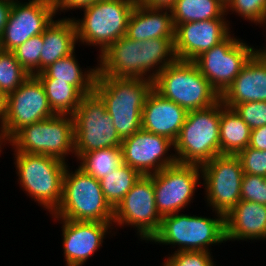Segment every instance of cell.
Instances as JSON below:
<instances>
[{
	"label": "cell",
	"mask_w": 266,
	"mask_h": 266,
	"mask_svg": "<svg viewBox=\"0 0 266 266\" xmlns=\"http://www.w3.org/2000/svg\"><path fill=\"white\" fill-rule=\"evenodd\" d=\"M174 40L156 38L143 42L123 36L99 55L98 74L153 81L164 68L177 60Z\"/></svg>",
	"instance_id": "6da1fadb"
},
{
	"label": "cell",
	"mask_w": 266,
	"mask_h": 266,
	"mask_svg": "<svg viewBox=\"0 0 266 266\" xmlns=\"http://www.w3.org/2000/svg\"><path fill=\"white\" fill-rule=\"evenodd\" d=\"M153 81L141 78H117L99 75L94 91L106 105L114 127L123 140L142 129V110Z\"/></svg>",
	"instance_id": "7a4b0ae2"
},
{
	"label": "cell",
	"mask_w": 266,
	"mask_h": 266,
	"mask_svg": "<svg viewBox=\"0 0 266 266\" xmlns=\"http://www.w3.org/2000/svg\"><path fill=\"white\" fill-rule=\"evenodd\" d=\"M63 176L62 200L52 218L113 224V208L105 200L99 180L79 166ZM70 171V172H69Z\"/></svg>",
	"instance_id": "3957f363"
},
{
	"label": "cell",
	"mask_w": 266,
	"mask_h": 266,
	"mask_svg": "<svg viewBox=\"0 0 266 266\" xmlns=\"http://www.w3.org/2000/svg\"><path fill=\"white\" fill-rule=\"evenodd\" d=\"M153 89L187 111L209 108L221 100L193 61L169 64L153 80Z\"/></svg>",
	"instance_id": "277c9868"
},
{
	"label": "cell",
	"mask_w": 266,
	"mask_h": 266,
	"mask_svg": "<svg viewBox=\"0 0 266 266\" xmlns=\"http://www.w3.org/2000/svg\"><path fill=\"white\" fill-rule=\"evenodd\" d=\"M221 100L215 105L188 111L174 142L178 163L202 166L220 153Z\"/></svg>",
	"instance_id": "5b68a950"
},
{
	"label": "cell",
	"mask_w": 266,
	"mask_h": 266,
	"mask_svg": "<svg viewBox=\"0 0 266 266\" xmlns=\"http://www.w3.org/2000/svg\"><path fill=\"white\" fill-rule=\"evenodd\" d=\"M18 183L31 199L53 214L62 200L66 162L53 156L15 152Z\"/></svg>",
	"instance_id": "8992f818"
},
{
	"label": "cell",
	"mask_w": 266,
	"mask_h": 266,
	"mask_svg": "<svg viewBox=\"0 0 266 266\" xmlns=\"http://www.w3.org/2000/svg\"><path fill=\"white\" fill-rule=\"evenodd\" d=\"M218 218H207L187 214H169L161 219L157 233L150 242L178 245L176 251H207L209 245L224 243V215L216 212Z\"/></svg>",
	"instance_id": "52a82bcc"
},
{
	"label": "cell",
	"mask_w": 266,
	"mask_h": 266,
	"mask_svg": "<svg viewBox=\"0 0 266 266\" xmlns=\"http://www.w3.org/2000/svg\"><path fill=\"white\" fill-rule=\"evenodd\" d=\"M137 0H99L85 6L84 16L73 19L77 42L98 46L100 54L126 36L127 23Z\"/></svg>",
	"instance_id": "ba28073f"
},
{
	"label": "cell",
	"mask_w": 266,
	"mask_h": 266,
	"mask_svg": "<svg viewBox=\"0 0 266 266\" xmlns=\"http://www.w3.org/2000/svg\"><path fill=\"white\" fill-rule=\"evenodd\" d=\"M8 145L14 152L48 155L66 162L68 154H75L73 117L55 114L24 126L8 140Z\"/></svg>",
	"instance_id": "9c48e42d"
},
{
	"label": "cell",
	"mask_w": 266,
	"mask_h": 266,
	"mask_svg": "<svg viewBox=\"0 0 266 266\" xmlns=\"http://www.w3.org/2000/svg\"><path fill=\"white\" fill-rule=\"evenodd\" d=\"M75 136V157L77 160L94 150L121 147L112 117L107 113L106 105L93 91L82 97L80 105L72 114Z\"/></svg>",
	"instance_id": "30bf717a"
},
{
	"label": "cell",
	"mask_w": 266,
	"mask_h": 266,
	"mask_svg": "<svg viewBox=\"0 0 266 266\" xmlns=\"http://www.w3.org/2000/svg\"><path fill=\"white\" fill-rule=\"evenodd\" d=\"M254 54L253 46L229 34L193 62L221 96Z\"/></svg>",
	"instance_id": "8fae6325"
},
{
	"label": "cell",
	"mask_w": 266,
	"mask_h": 266,
	"mask_svg": "<svg viewBox=\"0 0 266 266\" xmlns=\"http://www.w3.org/2000/svg\"><path fill=\"white\" fill-rule=\"evenodd\" d=\"M209 207L224 216L241 200L244 175L237 155L221 154L201 166Z\"/></svg>",
	"instance_id": "7c38bea8"
},
{
	"label": "cell",
	"mask_w": 266,
	"mask_h": 266,
	"mask_svg": "<svg viewBox=\"0 0 266 266\" xmlns=\"http://www.w3.org/2000/svg\"><path fill=\"white\" fill-rule=\"evenodd\" d=\"M162 216L159 214L153 188V174L141 176L113 209L116 226H132L140 239L150 241L157 233Z\"/></svg>",
	"instance_id": "4fadbf2b"
},
{
	"label": "cell",
	"mask_w": 266,
	"mask_h": 266,
	"mask_svg": "<svg viewBox=\"0 0 266 266\" xmlns=\"http://www.w3.org/2000/svg\"><path fill=\"white\" fill-rule=\"evenodd\" d=\"M54 115L43 84L36 75H30L21 86L7 95L0 129L9 140L24 126Z\"/></svg>",
	"instance_id": "5bb4252c"
},
{
	"label": "cell",
	"mask_w": 266,
	"mask_h": 266,
	"mask_svg": "<svg viewBox=\"0 0 266 266\" xmlns=\"http://www.w3.org/2000/svg\"><path fill=\"white\" fill-rule=\"evenodd\" d=\"M201 166L176 162L153 174V188L159 214L178 213L193 200L196 187L201 184Z\"/></svg>",
	"instance_id": "9a60e30c"
},
{
	"label": "cell",
	"mask_w": 266,
	"mask_h": 266,
	"mask_svg": "<svg viewBox=\"0 0 266 266\" xmlns=\"http://www.w3.org/2000/svg\"><path fill=\"white\" fill-rule=\"evenodd\" d=\"M13 1L0 38V49L13 51L32 36L42 34L55 18L52 0Z\"/></svg>",
	"instance_id": "2e32d148"
},
{
	"label": "cell",
	"mask_w": 266,
	"mask_h": 266,
	"mask_svg": "<svg viewBox=\"0 0 266 266\" xmlns=\"http://www.w3.org/2000/svg\"><path fill=\"white\" fill-rule=\"evenodd\" d=\"M172 147L174 143L168 138L141 129L122 140L123 163L149 176L177 162L175 154L168 153Z\"/></svg>",
	"instance_id": "e0dca14e"
},
{
	"label": "cell",
	"mask_w": 266,
	"mask_h": 266,
	"mask_svg": "<svg viewBox=\"0 0 266 266\" xmlns=\"http://www.w3.org/2000/svg\"><path fill=\"white\" fill-rule=\"evenodd\" d=\"M225 19L226 17L178 24L174 40L177 60L194 61L223 41L231 33L229 21Z\"/></svg>",
	"instance_id": "ac0fdd59"
},
{
	"label": "cell",
	"mask_w": 266,
	"mask_h": 266,
	"mask_svg": "<svg viewBox=\"0 0 266 266\" xmlns=\"http://www.w3.org/2000/svg\"><path fill=\"white\" fill-rule=\"evenodd\" d=\"M62 224L63 251L66 266H82L102 247L103 239L114 224L57 219ZM109 229V231H108Z\"/></svg>",
	"instance_id": "d6986e66"
},
{
	"label": "cell",
	"mask_w": 266,
	"mask_h": 266,
	"mask_svg": "<svg viewBox=\"0 0 266 266\" xmlns=\"http://www.w3.org/2000/svg\"><path fill=\"white\" fill-rule=\"evenodd\" d=\"M187 113L185 108L163 98L152 89L142 110V129L166 137L174 143L185 122Z\"/></svg>",
	"instance_id": "ffe728a7"
},
{
	"label": "cell",
	"mask_w": 266,
	"mask_h": 266,
	"mask_svg": "<svg viewBox=\"0 0 266 266\" xmlns=\"http://www.w3.org/2000/svg\"><path fill=\"white\" fill-rule=\"evenodd\" d=\"M221 101L229 108L239 103L266 102V61L254 54L221 95Z\"/></svg>",
	"instance_id": "44dd1931"
},
{
	"label": "cell",
	"mask_w": 266,
	"mask_h": 266,
	"mask_svg": "<svg viewBox=\"0 0 266 266\" xmlns=\"http://www.w3.org/2000/svg\"><path fill=\"white\" fill-rule=\"evenodd\" d=\"M225 241L266 240V205L240 200L225 216Z\"/></svg>",
	"instance_id": "7402d4cb"
},
{
	"label": "cell",
	"mask_w": 266,
	"mask_h": 266,
	"mask_svg": "<svg viewBox=\"0 0 266 266\" xmlns=\"http://www.w3.org/2000/svg\"><path fill=\"white\" fill-rule=\"evenodd\" d=\"M126 36L136 41L175 39L170 8L148 7L138 2L130 13Z\"/></svg>",
	"instance_id": "603a6c76"
},
{
	"label": "cell",
	"mask_w": 266,
	"mask_h": 266,
	"mask_svg": "<svg viewBox=\"0 0 266 266\" xmlns=\"http://www.w3.org/2000/svg\"><path fill=\"white\" fill-rule=\"evenodd\" d=\"M43 48L40 55V72L55 61L75 51L76 26L73 18L53 20L42 33Z\"/></svg>",
	"instance_id": "cb8c5ba5"
},
{
	"label": "cell",
	"mask_w": 266,
	"mask_h": 266,
	"mask_svg": "<svg viewBox=\"0 0 266 266\" xmlns=\"http://www.w3.org/2000/svg\"><path fill=\"white\" fill-rule=\"evenodd\" d=\"M75 52L50 64L36 74L40 81H62L76 86L84 95L94 91L97 66L84 71L80 68ZM84 71V72H83Z\"/></svg>",
	"instance_id": "d4e9b609"
},
{
	"label": "cell",
	"mask_w": 266,
	"mask_h": 266,
	"mask_svg": "<svg viewBox=\"0 0 266 266\" xmlns=\"http://www.w3.org/2000/svg\"><path fill=\"white\" fill-rule=\"evenodd\" d=\"M251 128L243 121L233 108L221 101L220 115V153L237 155L248 147Z\"/></svg>",
	"instance_id": "484cf974"
},
{
	"label": "cell",
	"mask_w": 266,
	"mask_h": 266,
	"mask_svg": "<svg viewBox=\"0 0 266 266\" xmlns=\"http://www.w3.org/2000/svg\"><path fill=\"white\" fill-rule=\"evenodd\" d=\"M173 24L224 18L226 6L220 0H175L170 7Z\"/></svg>",
	"instance_id": "4316f807"
},
{
	"label": "cell",
	"mask_w": 266,
	"mask_h": 266,
	"mask_svg": "<svg viewBox=\"0 0 266 266\" xmlns=\"http://www.w3.org/2000/svg\"><path fill=\"white\" fill-rule=\"evenodd\" d=\"M142 175L125 163H122L108 176L99 180L105 200L114 209L130 191Z\"/></svg>",
	"instance_id": "83f0119b"
},
{
	"label": "cell",
	"mask_w": 266,
	"mask_h": 266,
	"mask_svg": "<svg viewBox=\"0 0 266 266\" xmlns=\"http://www.w3.org/2000/svg\"><path fill=\"white\" fill-rule=\"evenodd\" d=\"M78 160L79 167L96 180L108 176L123 163L121 147L102 148L84 153Z\"/></svg>",
	"instance_id": "f1b7e54d"
},
{
	"label": "cell",
	"mask_w": 266,
	"mask_h": 266,
	"mask_svg": "<svg viewBox=\"0 0 266 266\" xmlns=\"http://www.w3.org/2000/svg\"><path fill=\"white\" fill-rule=\"evenodd\" d=\"M48 103L55 114L72 115L84 94L74 85L62 81H41Z\"/></svg>",
	"instance_id": "f546056e"
},
{
	"label": "cell",
	"mask_w": 266,
	"mask_h": 266,
	"mask_svg": "<svg viewBox=\"0 0 266 266\" xmlns=\"http://www.w3.org/2000/svg\"><path fill=\"white\" fill-rule=\"evenodd\" d=\"M11 51L0 49V90L7 96L29 77Z\"/></svg>",
	"instance_id": "4dcf8cb0"
},
{
	"label": "cell",
	"mask_w": 266,
	"mask_h": 266,
	"mask_svg": "<svg viewBox=\"0 0 266 266\" xmlns=\"http://www.w3.org/2000/svg\"><path fill=\"white\" fill-rule=\"evenodd\" d=\"M42 48L43 36L42 34H38L29 38L12 52L29 75H36L40 72V55Z\"/></svg>",
	"instance_id": "1f68e13d"
},
{
	"label": "cell",
	"mask_w": 266,
	"mask_h": 266,
	"mask_svg": "<svg viewBox=\"0 0 266 266\" xmlns=\"http://www.w3.org/2000/svg\"><path fill=\"white\" fill-rule=\"evenodd\" d=\"M164 259L163 266H215L211 257L212 252L207 251H175Z\"/></svg>",
	"instance_id": "d6a6232c"
},
{
	"label": "cell",
	"mask_w": 266,
	"mask_h": 266,
	"mask_svg": "<svg viewBox=\"0 0 266 266\" xmlns=\"http://www.w3.org/2000/svg\"><path fill=\"white\" fill-rule=\"evenodd\" d=\"M233 109L251 129L266 125L265 101L239 103Z\"/></svg>",
	"instance_id": "836d02e7"
},
{
	"label": "cell",
	"mask_w": 266,
	"mask_h": 266,
	"mask_svg": "<svg viewBox=\"0 0 266 266\" xmlns=\"http://www.w3.org/2000/svg\"><path fill=\"white\" fill-rule=\"evenodd\" d=\"M241 200L266 205V178L244 174L241 183Z\"/></svg>",
	"instance_id": "e575fe53"
},
{
	"label": "cell",
	"mask_w": 266,
	"mask_h": 266,
	"mask_svg": "<svg viewBox=\"0 0 266 266\" xmlns=\"http://www.w3.org/2000/svg\"><path fill=\"white\" fill-rule=\"evenodd\" d=\"M229 9L257 25L266 9V0H232L226 6V14L230 11Z\"/></svg>",
	"instance_id": "d590c367"
},
{
	"label": "cell",
	"mask_w": 266,
	"mask_h": 266,
	"mask_svg": "<svg viewBox=\"0 0 266 266\" xmlns=\"http://www.w3.org/2000/svg\"><path fill=\"white\" fill-rule=\"evenodd\" d=\"M239 157L244 174L263 176L266 178V151L247 147L241 150Z\"/></svg>",
	"instance_id": "8d00e7d4"
},
{
	"label": "cell",
	"mask_w": 266,
	"mask_h": 266,
	"mask_svg": "<svg viewBox=\"0 0 266 266\" xmlns=\"http://www.w3.org/2000/svg\"><path fill=\"white\" fill-rule=\"evenodd\" d=\"M99 0H52L56 13L63 10L81 9Z\"/></svg>",
	"instance_id": "74e56055"
},
{
	"label": "cell",
	"mask_w": 266,
	"mask_h": 266,
	"mask_svg": "<svg viewBox=\"0 0 266 266\" xmlns=\"http://www.w3.org/2000/svg\"><path fill=\"white\" fill-rule=\"evenodd\" d=\"M248 146L256 150L266 151V125L251 130Z\"/></svg>",
	"instance_id": "f35d334b"
},
{
	"label": "cell",
	"mask_w": 266,
	"mask_h": 266,
	"mask_svg": "<svg viewBox=\"0 0 266 266\" xmlns=\"http://www.w3.org/2000/svg\"><path fill=\"white\" fill-rule=\"evenodd\" d=\"M13 1L0 0V38L7 24Z\"/></svg>",
	"instance_id": "ab89813d"
},
{
	"label": "cell",
	"mask_w": 266,
	"mask_h": 266,
	"mask_svg": "<svg viewBox=\"0 0 266 266\" xmlns=\"http://www.w3.org/2000/svg\"><path fill=\"white\" fill-rule=\"evenodd\" d=\"M175 0H137L141 5L148 7L170 8Z\"/></svg>",
	"instance_id": "60d3db41"
},
{
	"label": "cell",
	"mask_w": 266,
	"mask_h": 266,
	"mask_svg": "<svg viewBox=\"0 0 266 266\" xmlns=\"http://www.w3.org/2000/svg\"><path fill=\"white\" fill-rule=\"evenodd\" d=\"M259 24L260 25H262V24L266 25V9L263 13L262 19L260 20ZM263 48L262 49H254V53L257 57L266 61V47H263Z\"/></svg>",
	"instance_id": "b9f144b4"
},
{
	"label": "cell",
	"mask_w": 266,
	"mask_h": 266,
	"mask_svg": "<svg viewBox=\"0 0 266 266\" xmlns=\"http://www.w3.org/2000/svg\"><path fill=\"white\" fill-rule=\"evenodd\" d=\"M6 95L0 90V124L6 110Z\"/></svg>",
	"instance_id": "7bdbcfd3"
},
{
	"label": "cell",
	"mask_w": 266,
	"mask_h": 266,
	"mask_svg": "<svg viewBox=\"0 0 266 266\" xmlns=\"http://www.w3.org/2000/svg\"><path fill=\"white\" fill-rule=\"evenodd\" d=\"M4 143V144H3ZM6 143H8V139L6 138V136L4 135L3 131L0 129V153H1V149H2V145L4 146Z\"/></svg>",
	"instance_id": "ee69618b"
},
{
	"label": "cell",
	"mask_w": 266,
	"mask_h": 266,
	"mask_svg": "<svg viewBox=\"0 0 266 266\" xmlns=\"http://www.w3.org/2000/svg\"><path fill=\"white\" fill-rule=\"evenodd\" d=\"M225 6H227L232 0H220Z\"/></svg>",
	"instance_id": "f6af8a7d"
}]
</instances>
